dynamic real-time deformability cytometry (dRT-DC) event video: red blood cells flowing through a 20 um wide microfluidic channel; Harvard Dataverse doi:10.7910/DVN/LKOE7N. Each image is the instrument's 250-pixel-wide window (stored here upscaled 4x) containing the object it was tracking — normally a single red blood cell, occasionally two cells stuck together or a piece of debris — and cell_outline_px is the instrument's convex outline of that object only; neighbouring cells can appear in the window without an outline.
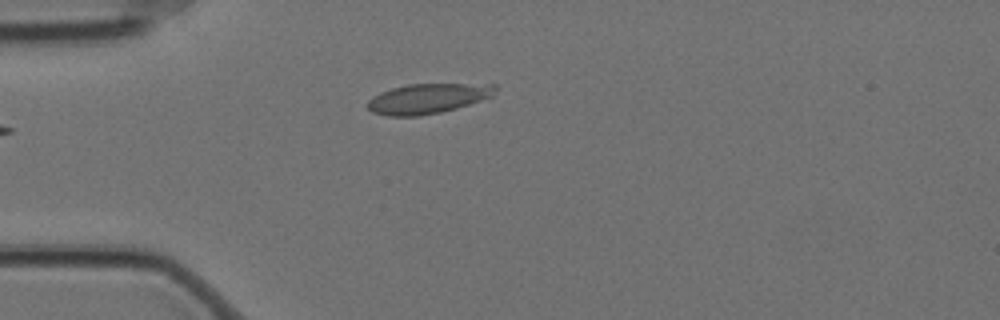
{"species": "Egyptian fruit bat (a non-hibernating species)", "species_latin": "Rousettus aegyptiacus", "temperature_condition": "cold", "stored_images_in_passage": 2, "camera_frame_rate_fps": 3000, "um_per_image_px": 0.085, "animal": {"sex": "female"}, "frame": {"image": 1, "passage_image": 2, "time_ms": 0.333, "image_size_px": [1000, 320], "cell_outline_px": [[500, 88], [492, 96], [456, 108], [440, 112], [420, 116], [388, 116], [372, 112], [368, 108], [368, 100], [372, 96], [380, 92], [392, 88], [408, 84], [496, 84]], "centroid_in_image_um": [36.37, 8.37], "position_along_channel_um": 48.6, "area_um2": 22.31}}